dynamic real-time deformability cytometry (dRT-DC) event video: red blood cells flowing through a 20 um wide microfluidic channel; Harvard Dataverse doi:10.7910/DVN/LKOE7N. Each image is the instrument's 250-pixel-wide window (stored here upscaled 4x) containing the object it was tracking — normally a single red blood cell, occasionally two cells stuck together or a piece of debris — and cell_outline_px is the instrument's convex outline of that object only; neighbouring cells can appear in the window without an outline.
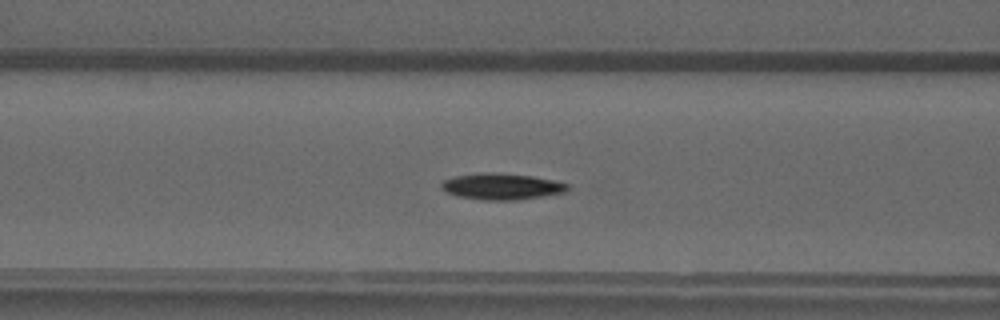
{"species": "common noctule bat (a hibernating species)", "species_latin": "Nyctalus noctula", "temperature_condition": "warm", "stored_images_in_passage": 34, "camera_frame_rate_fps": 3000, "um_per_image_px": 0.085, "animal": {"sex": "male", "forearm_length_mm": 52.5}, "frame": {"image": 1, "passage_image": 5, "time_ms": 1.333, "image_size_px": [1000, 320], "cell_outline_px": [[572, 188], [568, 192], [544, 196], [516, 200], [480, 200], [456, 196], [440, 188], [440, 184], [444, 180], [456, 176], [484, 172], [500, 172], [532, 176], [552, 180], [568, 184]], "centroid_in_image_um": [42.67, 15.85], "position_along_channel_um": 123.9, "area_um2": 19.59}}
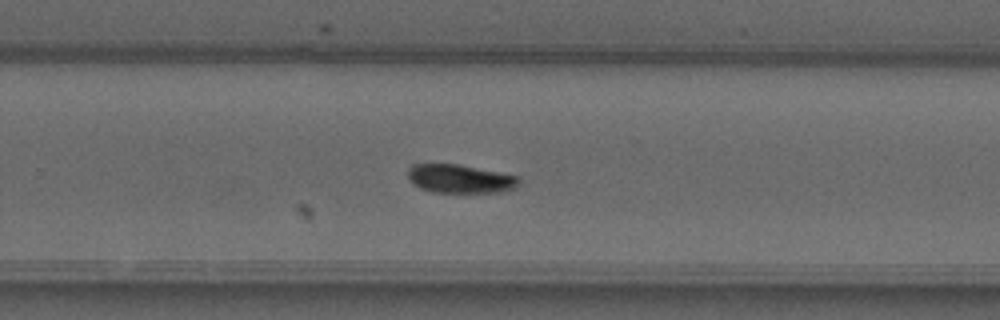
{"frame": {"image": 2, "passage_image": 17, "time_ms": 5.333, "image_size_px": [1000, 320], "cell_outline_px": [[520, 184], [516, 188], [500, 192], [432, 192], [420, 188], [408, 176], [408, 168], [412, 164], [456, 164], [516, 176], [520, 180]], "centroid_in_image_um": [39.11, 15.2], "position_along_channel_um": 290.7, "area_um2": 18.15}}
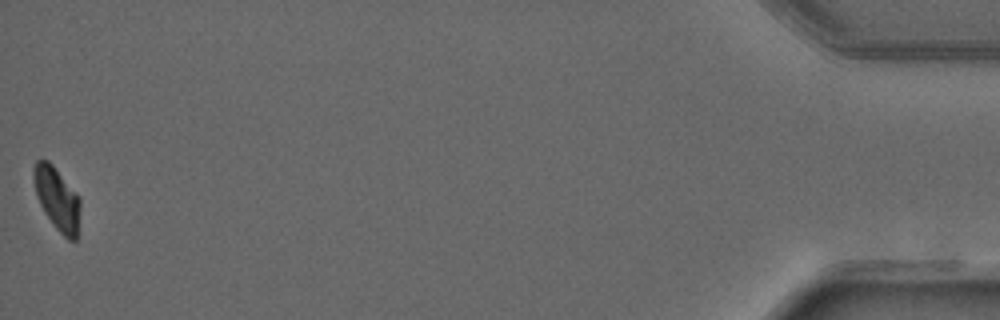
{"frame": {"image": 3, "passage_image": 34, "time_ms": 11.0, "image_size_px": [1000, 320], "cell_outline_px": [[80, 208], [76, 240], [68, 240], [56, 228], [44, 212], [36, 196], [32, 176], [32, 168], [36, 160], [48, 160], [52, 164], [80, 196]], "centroid_in_image_um": [4.83, 16.86], "position_along_channel_um": 430.4, "area_um2": 17.17}}